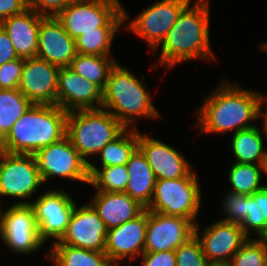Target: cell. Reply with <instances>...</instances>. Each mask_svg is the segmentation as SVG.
I'll return each instance as SVG.
<instances>
[{
    "mask_svg": "<svg viewBox=\"0 0 267 266\" xmlns=\"http://www.w3.org/2000/svg\"><path fill=\"white\" fill-rule=\"evenodd\" d=\"M204 99L196 116L200 133H226L255 126L250 121L260 118L263 95L253 90L241 88L224 80Z\"/></svg>",
    "mask_w": 267,
    "mask_h": 266,
    "instance_id": "6da1fadb",
    "label": "cell"
},
{
    "mask_svg": "<svg viewBox=\"0 0 267 266\" xmlns=\"http://www.w3.org/2000/svg\"><path fill=\"white\" fill-rule=\"evenodd\" d=\"M189 3L160 44L158 65L169 70L174 65L193 59H215L210 47L209 0ZM191 5V6H190Z\"/></svg>",
    "mask_w": 267,
    "mask_h": 266,
    "instance_id": "7a4b0ae2",
    "label": "cell"
},
{
    "mask_svg": "<svg viewBox=\"0 0 267 266\" xmlns=\"http://www.w3.org/2000/svg\"><path fill=\"white\" fill-rule=\"evenodd\" d=\"M68 112L57 105L33 104L3 138L2 151L33 155L67 133Z\"/></svg>",
    "mask_w": 267,
    "mask_h": 266,
    "instance_id": "3957f363",
    "label": "cell"
},
{
    "mask_svg": "<svg viewBox=\"0 0 267 266\" xmlns=\"http://www.w3.org/2000/svg\"><path fill=\"white\" fill-rule=\"evenodd\" d=\"M151 93L126 67L118 62L111 69L103 90L102 108L110 112L125 128L135 125L137 116L155 119L161 117L151 102Z\"/></svg>",
    "mask_w": 267,
    "mask_h": 266,
    "instance_id": "277c9868",
    "label": "cell"
},
{
    "mask_svg": "<svg viewBox=\"0 0 267 266\" xmlns=\"http://www.w3.org/2000/svg\"><path fill=\"white\" fill-rule=\"evenodd\" d=\"M126 128L106 109L68 112L67 133L72 146L90 164L92 158ZM89 158V159H88ZM91 159V160H90Z\"/></svg>",
    "mask_w": 267,
    "mask_h": 266,
    "instance_id": "5b68a950",
    "label": "cell"
},
{
    "mask_svg": "<svg viewBox=\"0 0 267 266\" xmlns=\"http://www.w3.org/2000/svg\"><path fill=\"white\" fill-rule=\"evenodd\" d=\"M128 17L119 0H73L56 16L73 39L101 27L124 26Z\"/></svg>",
    "mask_w": 267,
    "mask_h": 266,
    "instance_id": "8992f818",
    "label": "cell"
},
{
    "mask_svg": "<svg viewBox=\"0 0 267 266\" xmlns=\"http://www.w3.org/2000/svg\"><path fill=\"white\" fill-rule=\"evenodd\" d=\"M198 180L193 170L183 178L156 180L147 210L187 218L196 225L202 197Z\"/></svg>",
    "mask_w": 267,
    "mask_h": 266,
    "instance_id": "52a82bcc",
    "label": "cell"
},
{
    "mask_svg": "<svg viewBox=\"0 0 267 266\" xmlns=\"http://www.w3.org/2000/svg\"><path fill=\"white\" fill-rule=\"evenodd\" d=\"M42 183L33 155L0 151V196L23 199L13 204H31L28 199Z\"/></svg>",
    "mask_w": 267,
    "mask_h": 266,
    "instance_id": "ba28073f",
    "label": "cell"
},
{
    "mask_svg": "<svg viewBox=\"0 0 267 266\" xmlns=\"http://www.w3.org/2000/svg\"><path fill=\"white\" fill-rule=\"evenodd\" d=\"M0 207V240L12 252H35L45 243L39 237L38 225L30 204H12L2 212Z\"/></svg>",
    "mask_w": 267,
    "mask_h": 266,
    "instance_id": "9c48e42d",
    "label": "cell"
},
{
    "mask_svg": "<svg viewBox=\"0 0 267 266\" xmlns=\"http://www.w3.org/2000/svg\"><path fill=\"white\" fill-rule=\"evenodd\" d=\"M33 156L43 183L55 176L89 183V164L67 136L41 148Z\"/></svg>",
    "mask_w": 267,
    "mask_h": 266,
    "instance_id": "30bf717a",
    "label": "cell"
},
{
    "mask_svg": "<svg viewBox=\"0 0 267 266\" xmlns=\"http://www.w3.org/2000/svg\"><path fill=\"white\" fill-rule=\"evenodd\" d=\"M33 207L38 225L39 237L45 243L48 239L59 241L65 234L72 213L77 205L68 191L49 190L37 196Z\"/></svg>",
    "mask_w": 267,
    "mask_h": 266,
    "instance_id": "8fae6325",
    "label": "cell"
},
{
    "mask_svg": "<svg viewBox=\"0 0 267 266\" xmlns=\"http://www.w3.org/2000/svg\"><path fill=\"white\" fill-rule=\"evenodd\" d=\"M191 1L160 0L141 11L133 20H130L126 29L140 38H144L154 52L177 22L181 11Z\"/></svg>",
    "mask_w": 267,
    "mask_h": 266,
    "instance_id": "7c38bea8",
    "label": "cell"
},
{
    "mask_svg": "<svg viewBox=\"0 0 267 266\" xmlns=\"http://www.w3.org/2000/svg\"><path fill=\"white\" fill-rule=\"evenodd\" d=\"M195 225L194 235L212 266H226L241 245L248 239L240 224L218 220L199 234Z\"/></svg>",
    "mask_w": 267,
    "mask_h": 266,
    "instance_id": "4fadbf2b",
    "label": "cell"
},
{
    "mask_svg": "<svg viewBox=\"0 0 267 266\" xmlns=\"http://www.w3.org/2000/svg\"><path fill=\"white\" fill-rule=\"evenodd\" d=\"M59 69L37 56L24 59L19 91L32 104L57 105Z\"/></svg>",
    "mask_w": 267,
    "mask_h": 266,
    "instance_id": "5bb4252c",
    "label": "cell"
},
{
    "mask_svg": "<svg viewBox=\"0 0 267 266\" xmlns=\"http://www.w3.org/2000/svg\"><path fill=\"white\" fill-rule=\"evenodd\" d=\"M108 229L90 203L75 206L65 234L53 244H65L77 248L105 251Z\"/></svg>",
    "mask_w": 267,
    "mask_h": 266,
    "instance_id": "9a60e30c",
    "label": "cell"
},
{
    "mask_svg": "<svg viewBox=\"0 0 267 266\" xmlns=\"http://www.w3.org/2000/svg\"><path fill=\"white\" fill-rule=\"evenodd\" d=\"M194 229L187 218L148 211L144 252L175 251L194 236Z\"/></svg>",
    "mask_w": 267,
    "mask_h": 266,
    "instance_id": "2e32d148",
    "label": "cell"
},
{
    "mask_svg": "<svg viewBox=\"0 0 267 266\" xmlns=\"http://www.w3.org/2000/svg\"><path fill=\"white\" fill-rule=\"evenodd\" d=\"M147 223L148 210H144L135 219L108 229L104 253L113 266H121L125 258L136 260L144 253Z\"/></svg>",
    "mask_w": 267,
    "mask_h": 266,
    "instance_id": "e0dca14e",
    "label": "cell"
},
{
    "mask_svg": "<svg viewBox=\"0 0 267 266\" xmlns=\"http://www.w3.org/2000/svg\"><path fill=\"white\" fill-rule=\"evenodd\" d=\"M103 90L69 67H60L57 106L66 112L102 108Z\"/></svg>",
    "mask_w": 267,
    "mask_h": 266,
    "instance_id": "ac0fdd59",
    "label": "cell"
},
{
    "mask_svg": "<svg viewBox=\"0 0 267 266\" xmlns=\"http://www.w3.org/2000/svg\"><path fill=\"white\" fill-rule=\"evenodd\" d=\"M138 147L146 156L156 180L183 178L193 169L189 161L171 145L139 131Z\"/></svg>",
    "mask_w": 267,
    "mask_h": 266,
    "instance_id": "d6986e66",
    "label": "cell"
},
{
    "mask_svg": "<svg viewBox=\"0 0 267 266\" xmlns=\"http://www.w3.org/2000/svg\"><path fill=\"white\" fill-rule=\"evenodd\" d=\"M75 39L69 36L56 17L40 21L36 56L59 67H69L76 56Z\"/></svg>",
    "mask_w": 267,
    "mask_h": 266,
    "instance_id": "ffe728a7",
    "label": "cell"
},
{
    "mask_svg": "<svg viewBox=\"0 0 267 266\" xmlns=\"http://www.w3.org/2000/svg\"><path fill=\"white\" fill-rule=\"evenodd\" d=\"M43 17L35 10L28 8L0 23L12 41L18 57L24 59L36 57L40 21Z\"/></svg>",
    "mask_w": 267,
    "mask_h": 266,
    "instance_id": "44dd1931",
    "label": "cell"
},
{
    "mask_svg": "<svg viewBox=\"0 0 267 266\" xmlns=\"http://www.w3.org/2000/svg\"><path fill=\"white\" fill-rule=\"evenodd\" d=\"M107 229L135 219L145 209L125 192L96 191L89 202Z\"/></svg>",
    "mask_w": 267,
    "mask_h": 266,
    "instance_id": "7402d4cb",
    "label": "cell"
},
{
    "mask_svg": "<svg viewBox=\"0 0 267 266\" xmlns=\"http://www.w3.org/2000/svg\"><path fill=\"white\" fill-rule=\"evenodd\" d=\"M126 166L129 180L125 193L147 210L153 197L156 178L139 147L131 154Z\"/></svg>",
    "mask_w": 267,
    "mask_h": 266,
    "instance_id": "603a6c76",
    "label": "cell"
},
{
    "mask_svg": "<svg viewBox=\"0 0 267 266\" xmlns=\"http://www.w3.org/2000/svg\"><path fill=\"white\" fill-rule=\"evenodd\" d=\"M258 126L239 130L232 136V152L237 163L264 165L267 149L264 148L262 132Z\"/></svg>",
    "mask_w": 267,
    "mask_h": 266,
    "instance_id": "cb8c5ba5",
    "label": "cell"
},
{
    "mask_svg": "<svg viewBox=\"0 0 267 266\" xmlns=\"http://www.w3.org/2000/svg\"><path fill=\"white\" fill-rule=\"evenodd\" d=\"M50 248L45 256L54 266H113L104 252L65 244H54Z\"/></svg>",
    "mask_w": 267,
    "mask_h": 266,
    "instance_id": "d4e9b609",
    "label": "cell"
},
{
    "mask_svg": "<svg viewBox=\"0 0 267 266\" xmlns=\"http://www.w3.org/2000/svg\"><path fill=\"white\" fill-rule=\"evenodd\" d=\"M117 63L111 56H97L77 53L69 68L85 80L105 89L111 69Z\"/></svg>",
    "mask_w": 267,
    "mask_h": 266,
    "instance_id": "484cf974",
    "label": "cell"
},
{
    "mask_svg": "<svg viewBox=\"0 0 267 266\" xmlns=\"http://www.w3.org/2000/svg\"><path fill=\"white\" fill-rule=\"evenodd\" d=\"M230 167L228 172V181L232 188L230 192L248 196L265 187V184H261L264 165L234 162Z\"/></svg>",
    "mask_w": 267,
    "mask_h": 266,
    "instance_id": "4316f807",
    "label": "cell"
},
{
    "mask_svg": "<svg viewBox=\"0 0 267 266\" xmlns=\"http://www.w3.org/2000/svg\"><path fill=\"white\" fill-rule=\"evenodd\" d=\"M130 129L126 128L98 153L101 160L100 167L126 165L131 154L138 147V129L136 126Z\"/></svg>",
    "mask_w": 267,
    "mask_h": 266,
    "instance_id": "83f0119b",
    "label": "cell"
},
{
    "mask_svg": "<svg viewBox=\"0 0 267 266\" xmlns=\"http://www.w3.org/2000/svg\"><path fill=\"white\" fill-rule=\"evenodd\" d=\"M32 105L19 89H0V135L3 138Z\"/></svg>",
    "mask_w": 267,
    "mask_h": 266,
    "instance_id": "f1b7e54d",
    "label": "cell"
},
{
    "mask_svg": "<svg viewBox=\"0 0 267 266\" xmlns=\"http://www.w3.org/2000/svg\"><path fill=\"white\" fill-rule=\"evenodd\" d=\"M129 180L126 165H115L97 168L92 163L89 164V185L97 191L105 192H125Z\"/></svg>",
    "mask_w": 267,
    "mask_h": 266,
    "instance_id": "f546056e",
    "label": "cell"
},
{
    "mask_svg": "<svg viewBox=\"0 0 267 266\" xmlns=\"http://www.w3.org/2000/svg\"><path fill=\"white\" fill-rule=\"evenodd\" d=\"M243 233L249 238L254 232L259 237L267 225V188L248 195L247 216L240 224Z\"/></svg>",
    "mask_w": 267,
    "mask_h": 266,
    "instance_id": "4dcf8cb0",
    "label": "cell"
},
{
    "mask_svg": "<svg viewBox=\"0 0 267 266\" xmlns=\"http://www.w3.org/2000/svg\"><path fill=\"white\" fill-rule=\"evenodd\" d=\"M121 27H101L75 39L76 51L81 54L110 56L113 37Z\"/></svg>",
    "mask_w": 267,
    "mask_h": 266,
    "instance_id": "1f68e13d",
    "label": "cell"
},
{
    "mask_svg": "<svg viewBox=\"0 0 267 266\" xmlns=\"http://www.w3.org/2000/svg\"><path fill=\"white\" fill-rule=\"evenodd\" d=\"M226 266H267V246L258 238H248Z\"/></svg>",
    "mask_w": 267,
    "mask_h": 266,
    "instance_id": "d6a6232c",
    "label": "cell"
},
{
    "mask_svg": "<svg viewBox=\"0 0 267 266\" xmlns=\"http://www.w3.org/2000/svg\"><path fill=\"white\" fill-rule=\"evenodd\" d=\"M175 257L176 266H212L195 235L175 250Z\"/></svg>",
    "mask_w": 267,
    "mask_h": 266,
    "instance_id": "836d02e7",
    "label": "cell"
},
{
    "mask_svg": "<svg viewBox=\"0 0 267 266\" xmlns=\"http://www.w3.org/2000/svg\"><path fill=\"white\" fill-rule=\"evenodd\" d=\"M222 206L225 218L222 221L241 224L247 216L248 196L228 191Z\"/></svg>",
    "mask_w": 267,
    "mask_h": 266,
    "instance_id": "e575fe53",
    "label": "cell"
},
{
    "mask_svg": "<svg viewBox=\"0 0 267 266\" xmlns=\"http://www.w3.org/2000/svg\"><path fill=\"white\" fill-rule=\"evenodd\" d=\"M24 58H16L0 66V89H18Z\"/></svg>",
    "mask_w": 267,
    "mask_h": 266,
    "instance_id": "d590c367",
    "label": "cell"
},
{
    "mask_svg": "<svg viewBox=\"0 0 267 266\" xmlns=\"http://www.w3.org/2000/svg\"><path fill=\"white\" fill-rule=\"evenodd\" d=\"M73 0H28L29 8L41 16L56 17Z\"/></svg>",
    "mask_w": 267,
    "mask_h": 266,
    "instance_id": "8d00e7d4",
    "label": "cell"
},
{
    "mask_svg": "<svg viewBox=\"0 0 267 266\" xmlns=\"http://www.w3.org/2000/svg\"><path fill=\"white\" fill-rule=\"evenodd\" d=\"M141 266H176L175 251L144 252Z\"/></svg>",
    "mask_w": 267,
    "mask_h": 266,
    "instance_id": "74e56055",
    "label": "cell"
},
{
    "mask_svg": "<svg viewBox=\"0 0 267 266\" xmlns=\"http://www.w3.org/2000/svg\"><path fill=\"white\" fill-rule=\"evenodd\" d=\"M28 0H0V23L28 9Z\"/></svg>",
    "mask_w": 267,
    "mask_h": 266,
    "instance_id": "f35d334b",
    "label": "cell"
},
{
    "mask_svg": "<svg viewBox=\"0 0 267 266\" xmlns=\"http://www.w3.org/2000/svg\"><path fill=\"white\" fill-rule=\"evenodd\" d=\"M19 58L15 52L12 41L9 39L7 32L0 25V66Z\"/></svg>",
    "mask_w": 267,
    "mask_h": 266,
    "instance_id": "ab89813d",
    "label": "cell"
},
{
    "mask_svg": "<svg viewBox=\"0 0 267 266\" xmlns=\"http://www.w3.org/2000/svg\"><path fill=\"white\" fill-rule=\"evenodd\" d=\"M267 100V96L263 95V101H262V104H261V107H260V116L262 117L263 116V128H264V133L266 134V137H267V106H266V111L262 112L263 109V105H264V102ZM267 105V103H266Z\"/></svg>",
    "mask_w": 267,
    "mask_h": 266,
    "instance_id": "60d3db41",
    "label": "cell"
},
{
    "mask_svg": "<svg viewBox=\"0 0 267 266\" xmlns=\"http://www.w3.org/2000/svg\"><path fill=\"white\" fill-rule=\"evenodd\" d=\"M257 238L267 246V225H266L265 230L262 232V234Z\"/></svg>",
    "mask_w": 267,
    "mask_h": 266,
    "instance_id": "b9f144b4",
    "label": "cell"
},
{
    "mask_svg": "<svg viewBox=\"0 0 267 266\" xmlns=\"http://www.w3.org/2000/svg\"><path fill=\"white\" fill-rule=\"evenodd\" d=\"M261 49H263L264 51H267V42H264L263 44H260Z\"/></svg>",
    "mask_w": 267,
    "mask_h": 266,
    "instance_id": "7bdbcfd3",
    "label": "cell"
},
{
    "mask_svg": "<svg viewBox=\"0 0 267 266\" xmlns=\"http://www.w3.org/2000/svg\"><path fill=\"white\" fill-rule=\"evenodd\" d=\"M264 174L267 175V160H266V162L264 164ZM265 187L267 188V185H265Z\"/></svg>",
    "mask_w": 267,
    "mask_h": 266,
    "instance_id": "ee69618b",
    "label": "cell"
},
{
    "mask_svg": "<svg viewBox=\"0 0 267 266\" xmlns=\"http://www.w3.org/2000/svg\"><path fill=\"white\" fill-rule=\"evenodd\" d=\"M3 137L0 135V151H2Z\"/></svg>",
    "mask_w": 267,
    "mask_h": 266,
    "instance_id": "f6af8a7d",
    "label": "cell"
}]
</instances>
